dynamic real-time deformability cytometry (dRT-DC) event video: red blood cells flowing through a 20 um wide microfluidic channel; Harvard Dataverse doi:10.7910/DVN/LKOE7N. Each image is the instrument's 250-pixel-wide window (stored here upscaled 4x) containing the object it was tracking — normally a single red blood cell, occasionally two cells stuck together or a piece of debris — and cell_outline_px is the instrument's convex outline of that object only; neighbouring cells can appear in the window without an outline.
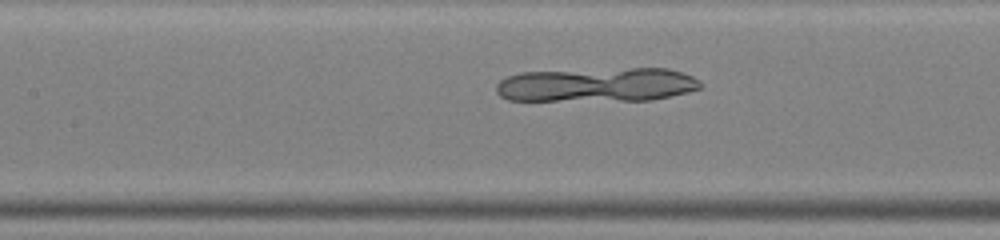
{"species": "common noctule bat (a hibernating species)", "species_latin": "Nyctalus noctula", "temperature_condition": "warm", "stored_images_in_passage": 41, "camera_frame_rate_fps": 3000, "um_per_image_px": 0.085, "animal": {"sex": "male", "body_mass_g": 19.0, "forearm_length_mm": 50.8}, "frame": {"image": 1, "passage_image": 16, "time_ms": 5.0, "image_size_px": [1000, 240], "cell_outline_px": [[704, 84], [700, 88], [688, 92], [652, 100], [508, 100], [500, 96], [496, 92], [496, 84], [500, 80], [508, 76], [520, 72], [632, 68], [668, 68], [692, 76], [700, 80]], "centroid_in_image_um": [50.75, 7.2], "position_along_channel_um": 156.6, "area_um2": 40.69}}